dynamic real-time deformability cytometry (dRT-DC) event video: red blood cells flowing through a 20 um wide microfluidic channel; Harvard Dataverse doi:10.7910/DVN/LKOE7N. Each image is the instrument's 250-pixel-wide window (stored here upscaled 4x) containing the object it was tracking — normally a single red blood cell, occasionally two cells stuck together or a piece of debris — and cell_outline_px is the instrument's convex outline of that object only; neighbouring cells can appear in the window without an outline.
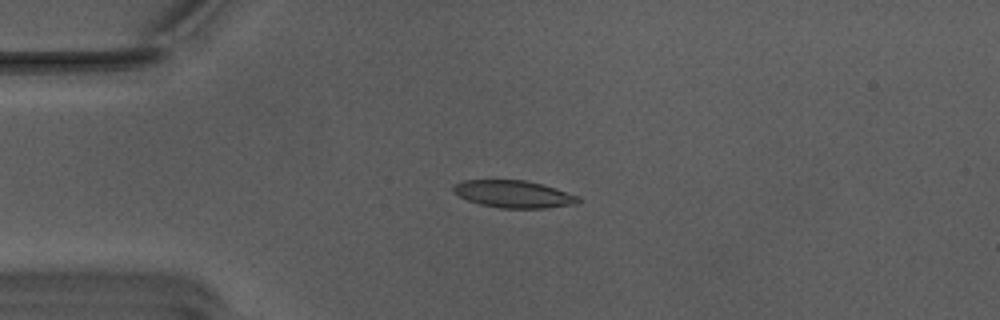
{"species": "Egyptian fruit bat (a non-hibernating species)", "species_latin": "Rousettus aegyptiacus", "temperature_condition": "warm", "stored_images_in_passage": 7, "camera_frame_rate_fps": 3000, "um_per_image_px": 0.085, "animal": {"sex": "male"}, "frame": {"image": 1, "passage_image": 1, "time_ms": 0.0, "image_size_px": [1000, 320], "cell_outline_px": [[580, 200], [576, 204], [548, 208], [500, 208], [480, 204], [468, 200], [452, 192], [452, 188], [456, 184], [464, 180], [524, 180], [540, 184], [580, 196]], "centroid_in_image_um": [43.66, 16.5], "position_along_channel_um": 41.3, "area_um2": 19.71}}